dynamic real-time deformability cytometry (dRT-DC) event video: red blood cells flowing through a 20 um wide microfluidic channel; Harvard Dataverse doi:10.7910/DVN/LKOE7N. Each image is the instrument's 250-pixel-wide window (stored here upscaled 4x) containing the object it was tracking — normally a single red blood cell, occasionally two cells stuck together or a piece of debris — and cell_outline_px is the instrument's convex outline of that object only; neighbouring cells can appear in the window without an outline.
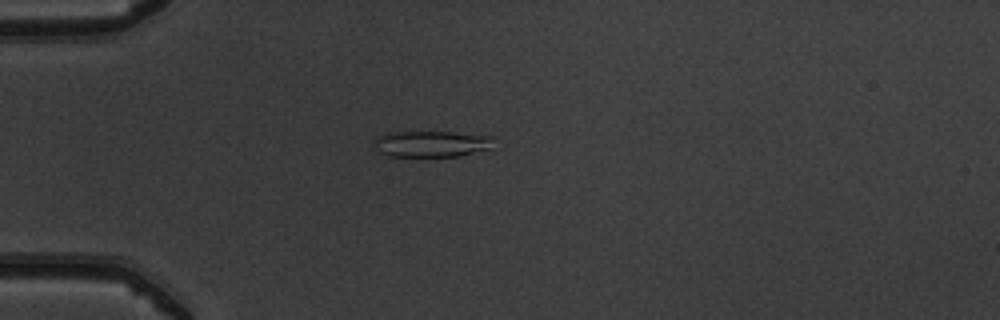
{"species": "common noctule bat (a hibernating species)", "species_latin": "Nyctalus noctula", "temperature_condition": "warm", "stored_images_in_passage": 33, "camera_frame_rate_fps": 3000, "um_per_image_px": 0.085, "animal": {"sex": "male", "body_mass_g": 19.5, "forearm_length_mm": 54.6}, "frame": {"image": 1, "passage_image": 1, "time_ms": 0.0, "image_size_px": [1000, 320], "cell_outline_px": [[492, 148], [460, 156], [388, 156], [376, 152], [372, 148], [372, 140], [376, 136], [388, 132], [452, 132], [492, 136]], "centroid_in_image_um": [36.56, 12.23], "position_along_channel_um": 48.4, "area_um2": 18.61}}
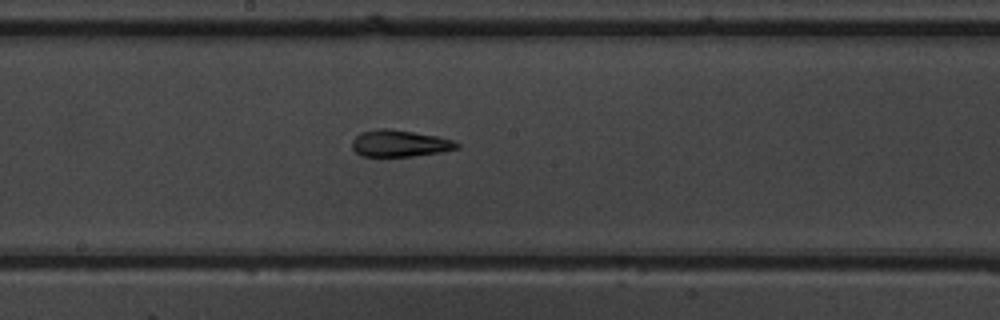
{"frame": {"image": 2, "passage_image": 15, "time_ms": 4.667, "image_size_px": [1000, 320], "cell_outline_px": [[460, 148], [440, 152], [412, 156], [360, 156], [352, 148], [352, 140], [360, 132], [380, 128], [388, 128], [436, 136], [456, 140], [460, 144]], "centroid_in_image_um": [33.98, 12.19], "position_along_channel_um": 214.2, "area_um2": 16.36}}
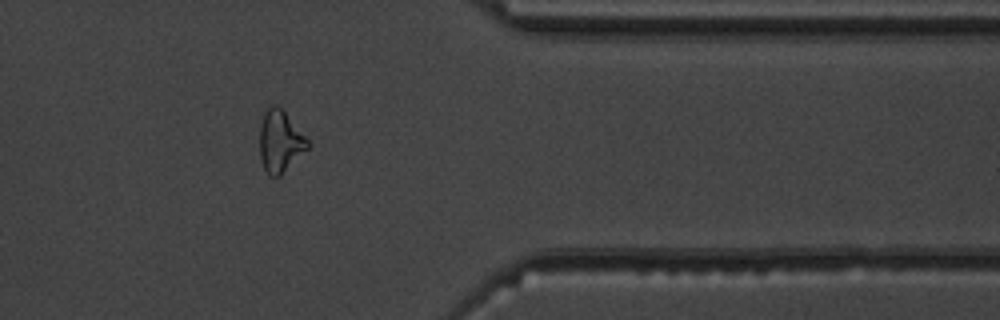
{"frame": {"image": 3, "passage_image": 29, "time_ms": 9.333, "image_size_px": [1000, 320], "cell_outline_px": [[312, 144], [280, 176], [268, 176], [260, 160], [260, 124], [264, 112], [272, 104], [276, 104], [284, 112]], "centroid_in_image_um": [23.8, 12.03], "position_along_channel_um": 387.6, "area_um2": 17.17}, "authors_computed_cell_mechanics": {"area_um2": 16.0684, "velocity_mm_per_s": 3.9699, "shape_relaxation_time_tau1_ms": 5.412, "shape_relaxation_time_tau2_ms": 2.5762, "deformation_change_tau1": 0.1935, "deformation_change_tau2": 0.1302}}